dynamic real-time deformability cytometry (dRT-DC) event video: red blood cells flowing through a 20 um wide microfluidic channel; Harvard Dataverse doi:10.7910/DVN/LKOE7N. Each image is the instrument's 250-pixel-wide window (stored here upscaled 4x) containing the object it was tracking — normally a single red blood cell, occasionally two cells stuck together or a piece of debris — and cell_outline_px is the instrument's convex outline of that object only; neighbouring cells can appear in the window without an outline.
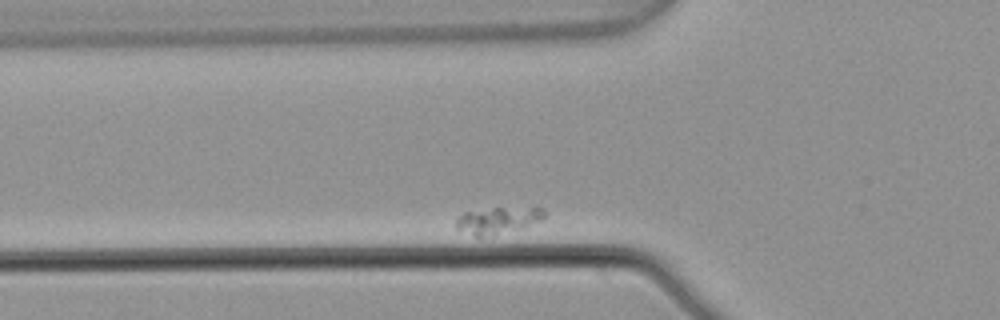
{"species": "common noctule bat (a hibernating species)", "species_latin": "Nyctalus noctula", "temperature_condition": "warm", "stored_images_in_passage": 14, "camera_frame_rate_fps": 3000, "um_per_image_px": 0.085, "animal": {"sex": "male", "body_mass_g": 21.5, "forearm_length_mm": 52.0}, "frame": {"image": 1, "passage_image": 3, "time_ms": 0.667, "image_size_px": [1000, 320], "cell_outline_px": [[544, 216], [540, 220], [528, 224], [480, 236], [476, 236], [456, 228], [456, 220], [464, 212], [492, 208], [544, 208]], "centroid_in_image_um": [42.25, 18.67], "position_along_channel_um": 83.6, "area_um2": 12.54}}
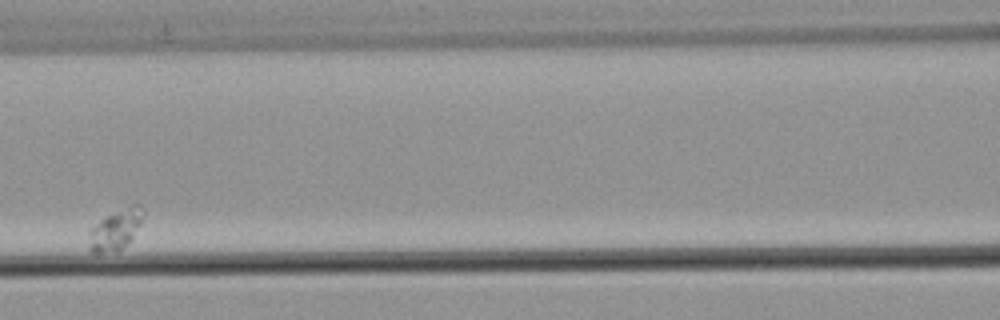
{"frame": {"image": 2, "passage_image": 5, "time_ms": 1.333, "image_size_px": [1000, 320], "cell_outline_px": [[140, 224], [132, 236], [116, 252], [92, 252], [88, 248], [88, 232], [100, 220], [132, 204], [140, 204]], "centroid_in_image_um": [9.74, 19.55], "position_along_channel_um": 156.9, "area_um2": 12.02}}
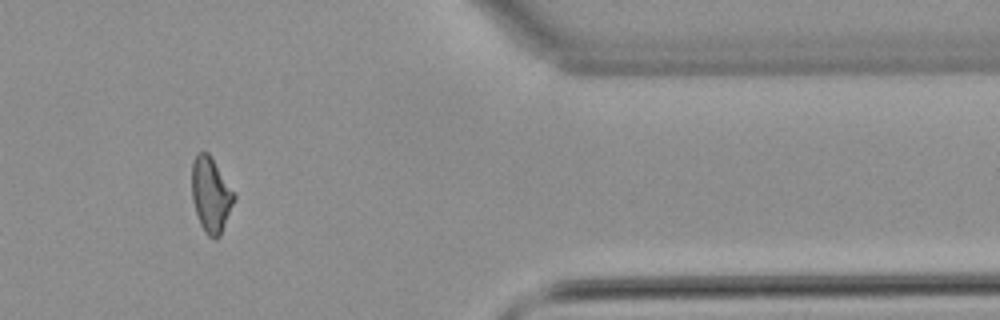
{"frame": {"image": 3, "passage_image": 12, "time_ms": 3.667, "image_size_px": [1000, 320], "cell_outline_px": [[236, 196], [220, 236], [216, 240], [208, 236], [204, 232], [200, 224], [192, 200], [192, 160], [200, 152], [208, 152], [236, 192]], "centroid_in_image_um": [17.93, 16.56], "position_along_channel_um": 393.5, "area_um2": 18.61}}